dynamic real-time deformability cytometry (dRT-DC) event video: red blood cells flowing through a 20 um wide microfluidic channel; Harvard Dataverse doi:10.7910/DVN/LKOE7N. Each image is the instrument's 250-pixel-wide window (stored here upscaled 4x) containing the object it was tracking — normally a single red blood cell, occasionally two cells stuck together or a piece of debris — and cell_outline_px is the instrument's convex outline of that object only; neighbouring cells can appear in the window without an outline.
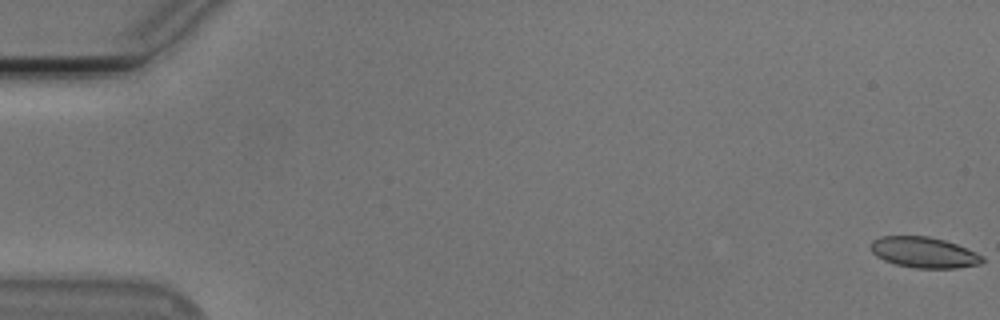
{"species": "Egyptian fruit bat (a non-hibernating species)", "species_latin": "Rousettus aegyptiacus", "temperature_condition": "cold", "stored_images_in_passage": 13, "camera_frame_rate_fps": 3000, "um_per_image_px": 0.085, "animal": {"sex": "male"}, "frame": {"image": 1, "passage_image": 1, "time_ms": 0.0, "image_size_px": [1000, 320], "cell_outline_px": [[984, 260], [980, 264], [956, 268], [916, 268], [896, 264], [884, 260], [876, 256], [872, 252], [872, 240], [880, 236], [928, 236], [944, 240], [956, 244], [976, 252], [984, 256]], "centroid_in_image_um": [78.55, 21.45], "position_along_channel_um": 6.5, "area_um2": 19.94}}